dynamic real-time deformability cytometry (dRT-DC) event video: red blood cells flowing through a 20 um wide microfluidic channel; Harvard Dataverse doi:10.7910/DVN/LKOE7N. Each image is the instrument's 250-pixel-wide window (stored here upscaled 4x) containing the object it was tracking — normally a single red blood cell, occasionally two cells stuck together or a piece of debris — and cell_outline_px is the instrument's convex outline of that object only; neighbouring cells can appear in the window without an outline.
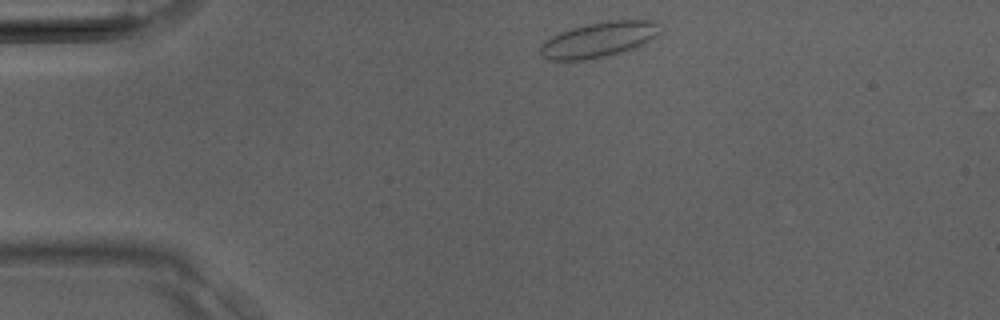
{"species": "Egyptian fruit bat (a non-hibernating species)", "species_latin": "Rousettus aegyptiacus", "temperature_condition": "room temperature", "stored_images_in_passage": 31, "camera_frame_rate_fps": 3000, "um_per_image_px": 0.085, "animal": {"sex": "male"}, "frame": {"image": 1, "passage_image": 1, "time_ms": 0.0, "image_size_px": [1000, 320], "cell_outline_px": [[660, 32], [656, 36], [644, 44], [636, 48], [624, 52], [584, 60], [548, 60], [540, 56], [540, 44], [544, 40], [560, 32], [572, 28], [588, 24], [608, 20], [656, 20]], "centroid_in_image_um": [50.89, 3.37], "position_along_channel_um": 34.1, "area_um2": 24.74}}
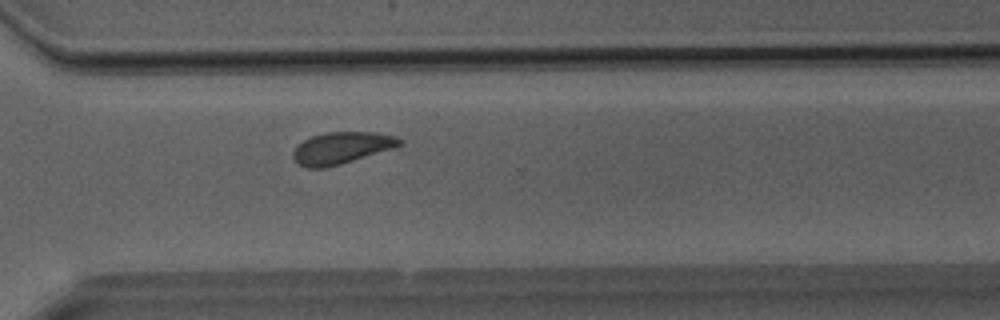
{"frame": {"image": 2, "passage_image": 21, "time_ms": 6.667, "image_size_px": [1000, 320], "cell_outline_px": [[404, 144], [392, 148], [340, 164], [324, 168], [308, 168], [296, 164], [292, 160], [292, 152], [304, 140], [312, 136], [328, 132], [372, 132], [396, 136], [404, 140]], "centroid_in_image_um": [29.01, 12.58], "position_along_channel_um": 341.6, "area_um2": 19.65}}
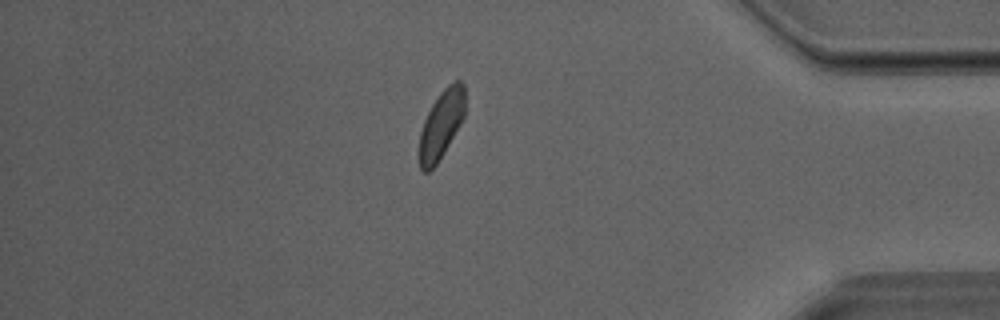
{"frame": {"image": 3, "passage_image": 26, "time_ms": 8.333, "image_size_px": [1000, 320], "cell_outline_px": [[464, 116], [460, 124], [436, 164], [428, 172], [424, 172], [420, 168], [416, 156], [416, 152], [420, 132], [424, 120], [432, 104], [440, 92], [448, 84], [456, 80], [460, 80], [464, 84]], "centroid_in_image_um": [37.45, 10.61], "position_along_channel_um": 397.8, "area_um2": 18.32}}